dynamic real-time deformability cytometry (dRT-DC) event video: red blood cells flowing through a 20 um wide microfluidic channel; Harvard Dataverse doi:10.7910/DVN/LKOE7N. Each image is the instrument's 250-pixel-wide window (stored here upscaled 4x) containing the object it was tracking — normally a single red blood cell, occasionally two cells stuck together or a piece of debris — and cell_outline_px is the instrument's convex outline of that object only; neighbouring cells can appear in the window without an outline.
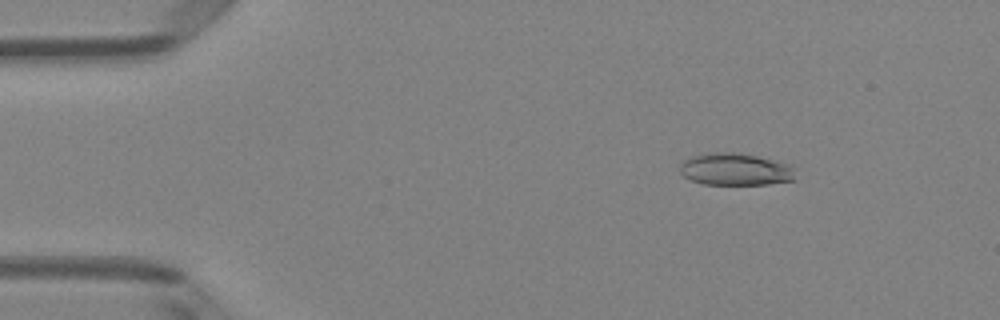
{"species": "Egyptian fruit bat (a non-hibernating species)", "species_latin": "Rousettus aegyptiacus", "temperature_condition": "room temperature", "stored_images_in_passage": 50, "camera_frame_rate_fps": 3000, "um_per_image_px": 0.085, "animal": {"sex": "female"}, "frame": {"image": 1, "passage_image": 7, "time_ms": 2.0, "image_size_px": [1000, 320], "cell_outline_px": [[796, 180], [768, 184], [704, 184], [692, 180], [684, 176], [680, 172], [680, 164], [684, 160], [692, 156], [708, 152], [740, 152], [788, 164], [792, 168]], "centroid_in_image_um": [62.48, 14.38], "position_along_channel_um": 22.5, "area_um2": 21.62}}
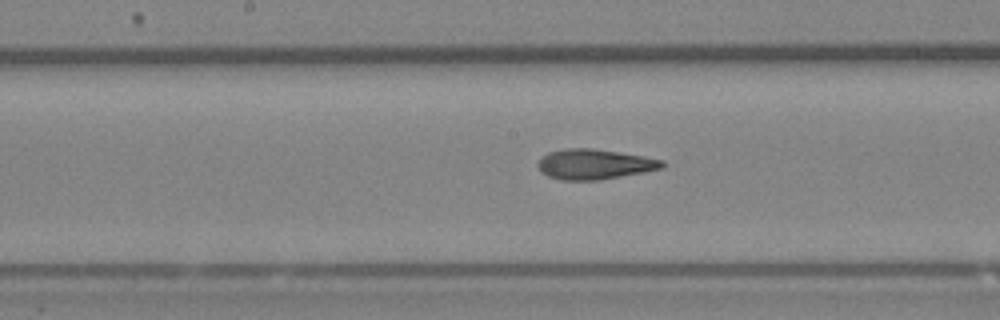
{"frame": {"image": 2, "passage_image": 26, "time_ms": 8.333, "image_size_px": [1000, 320], "cell_outline_px": [[664, 168], [600, 180], [560, 180], [548, 176], [540, 172], [536, 164], [540, 156], [548, 152], [564, 148], [592, 148], [644, 156], [664, 160]], "centroid_in_image_um": [50.48, 13.95], "position_along_channel_um": 197.7, "area_um2": 22.08}}
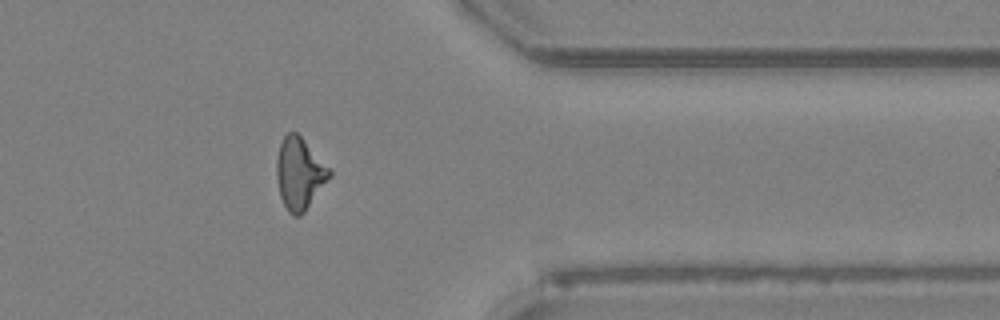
{"frame": {"image": 3, "passage_image": 41, "time_ms": 13.333, "image_size_px": [1000, 320], "cell_outline_px": [[332, 176], [304, 212], [300, 216], [292, 216], [288, 212], [280, 196], [276, 176], [276, 160], [280, 144], [284, 136], [288, 132], [296, 132], [304, 140], [332, 172]], "centroid_in_image_um": [25.44, 14.78], "position_along_channel_um": 386.0, "area_um2": 21.91}, "authors_computed_cell_mechanics": {"area_um2": 21.7039, "velocity_mm_per_s": 4.025, "shape_relaxation_time_tau1_ms": 5.5845, "shape_relaxation_time_tau2_ms": 2.8781, "deformation_change_tau1": 0.169, "deformation_change_tau2": 0.1277}}